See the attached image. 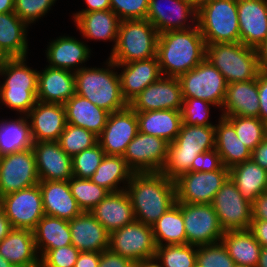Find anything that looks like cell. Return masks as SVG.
Here are the masks:
<instances>
[{
	"instance_id": "52",
	"label": "cell",
	"mask_w": 267,
	"mask_h": 267,
	"mask_svg": "<svg viewBox=\"0 0 267 267\" xmlns=\"http://www.w3.org/2000/svg\"><path fill=\"white\" fill-rule=\"evenodd\" d=\"M223 167L221 157L216 151L212 149L207 152L198 154L193 160L191 171L192 172H213L220 170Z\"/></svg>"
},
{
	"instance_id": "57",
	"label": "cell",
	"mask_w": 267,
	"mask_h": 267,
	"mask_svg": "<svg viewBox=\"0 0 267 267\" xmlns=\"http://www.w3.org/2000/svg\"><path fill=\"white\" fill-rule=\"evenodd\" d=\"M100 256L99 252H80L74 267H98Z\"/></svg>"
},
{
	"instance_id": "43",
	"label": "cell",
	"mask_w": 267,
	"mask_h": 267,
	"mask_svg": "<svg viewBox=\"0 0 267 267\" xmlns=\"http://www.w3.org/2000/svg\"><path fill=\"white\" fill-rule=\"evenodd\" d=\"M238 138L252 152L266 138V124L258 117L225 116Z\"/></svg>"
},
{
	"instance_id": "12",
	"label": "cell",
	"mask_w": 267,
	"mask_h": 267,
	"mask_svg": "<svg viewBox=\"0 0 267 267\" xmlns=\"http://www.w3.org/2000/svg\"><path fill=\"white\" fill-rule=\"evenodd\" d=\"M0 208L13 228L33 231L45 215L39 184L0 197Z\"/></svg>"
},
{
	"instance_id": "39",
	"label": "cell",
	"mask_w": 267,
	"mask_h": 267,
	"mask_svg": "<svg viewBox=\"0 0 267 267\" xmlns=\"http://www.w3.org/2000/svg\"><path fill=\"white\" fill-rule=\"evenodd\" d=\"M155 245L187 244V236L180 204L176 202L152 225Z\"/></svg>"
},
{
	"instance_id": "24",
	"label": "cell",
	"mask_w": 267,
	"mask_h": 267,
	"mask_svg": "<svg viewBox=\"0 0 267 267\" xmlns=\"http://www.w3.org/2000/svg\"><path fill=\"white\" fill-rule=\"evenodd\" d=\"M89 212L109 233L136 220L126 190L109 193Z\"/></svg>"
},
{
	"instance_id": "54",
	"label": "cell",
	"mask_w": 267,
	"mask_h": 267,
	"mask_svg": "<svg viewBox=\"0 0 267 267\" xmlns=\"http://www.w3.org/2000/svg\"><path fill=\"white\" fill-rule=\"evenodd\" d=\"M259 118L267 124V73H258Z\"/></svg>"
},
{
	"instance_id": "7",
	"label": "cell",
	"mask_w": 267,
	"mask_h": 267,
	"mask_svg": "<svg viewBox=\"0 0 267 267\" xmlns=\"http://www.w3.org/2000/svg\"><path fill=\"white\" fill-rule=\"evenodd\" d=\"M26 58H9L1 75H6L0 86V99L8 107L25 113L36 105L38 92V73L25 65Z\"/></svg>"
},
{
	"instance_id": "22",
	"label": "cell",
	"mask_w": 267,
	"mask_h": 267,
	"mask_svg": "<svg viewBox=\"0 0 267 267\" xmlns=\"http://www.w3.org/2000/svg\"><path fill=\"white\" fill-rule=\"evenodd\" d=\"M26 116L33 142L58 141L67 124L64 104L59 103L37 101Z\"/></svg>"
},
{
	"instance_id": "2",
	"label": "cell",
	"mask_w": 267,
	"mask_h": 267,
	"mask_svg": "<svg viewBox=\"0 0 267 267\" xmlns=\"http://www.w3.org/2000/svg\"><path fill=\"white\" fill-rule=\"evenodd\" d=\"M161 74L180 77L206 58V43L197 24L186 30L162 32L157 42Z\"/></svg>"
},
{
	"instance_id": "20",
	"label": "cell",
	"mask_w": 267,
	"mask_h": 267,
	"mask_svg": "<svg viewBox=\"0 0 267 267\" xmlns=\"http://www.w3.org/2000/svg\"><path fill=\"white\" fill-rule=\"evenodd\" d=\"M107 63L109 68L125 66L119 78L122 96L128 104L162 76L157 56L124 64H115L109 59Z\"/></svg>"
},
{
	"instance_id": "65",
	"label": "cell",
	"mask_w": 267,
	"mask_h": 267,
	"mask_svg": "<svg viewBox=\"0 0 267 267\" xmlns=\"http://www.w3.org/2000/svg\"><path fill=\"white\" fill-rule=\"evenodd\" d=\"M197 10L211 0H188Z\"/></svg>"
},
{
	"instance_id": "51",
	"label": "cell",
	"mask_w": 267,
	"mask_h": 267,
	"mask_svg": "<svg viewBox=\"0 0 267 267\" xmlns=\"http://www.w3.org/2000/svg\"><path fill=\"white\" fill-rule=\"evenodd\" d=\"M80 251L73 245L49 250L41 259L44 267H74Z\"/></svg>"
},
{
	"instance_id": "53",
	"label": "cell",
	"mask_w": 267,
	"mask_h": 267,
	"mask_svg": "<svg viewBox=\"0 0 267 267\" xmlns=\"http://www.w3.org/2000/svg\"><path fill=\"white\" fill-rule=\"evenodd\" d=\"M98 267H135V262L107 249L101 252Z\"/></svg>"
},
{
	"instance_id": "61",
	"label": "cell",
	"mask_w": 267,
	"mask_h": 267,
	"mask_svg": "<svg viewBox=\"0 0 267 267\" xmlns=\"http://www.w3.org/2000/svg\"><path fill=\"white\" fill-rule=\"evenodd\" d=\"M12 229L13 227L11 226L10 220L0 208V242L10 233Z\"/></svg>"
},
{
	"instance_id": "55",
	"label": "cell",
	"mask_w": 267,
	"mask_h": 267,
	"mask_svg": "<svg viewBox=\"0 0 267 267\" xmlns=\"http://www.w3.org/2000/svg\"><path fill=\"white\" fill-rule=\"evenodd\" d=\"M252 218L267 221V191L261 193L252 203Z\"/></svg>"
},
{
	"instance_id": "5",
	"label": "cell",
	"mask_w": 267,
	"mask_h": 267,
	"mask_svg": "<svg viewBox=\"0 0 267 267\" xmlns=\"http://www.w3.org/2000/svg\"><path fill=\"white\" fill-rule=\"evenodd\" d=\"M159 33L147 19L120 21L115 49L109 59L115 64L157 56Z\"/></svg>"
},
{
	"instance_id": "33",
	"label": "cell",
	"mask_w": 267,
	"mask_h": 267,
	"mask_svg": "<svg viewBox=\"0 0 267 267\" xmlns=\"http://www.w3.org/2000/svg\"><path fill=\"white\" fill-rule=\"evenodd\" d=\"M74 19L84 37L95 40H113L115 45L112 51L115 49L120 20L111 9L77 13Z\"/></svg>"
},
{
	"instance_id": "34",
	"label": "cell",
	"mask_w": 267,
	"mask_h": 267,
	"mask_svg": "<svg viewBox=\"0 0 267 267\" xmlns=\"http://www.w3.org/2000/svg\"><path fill=\"white\" fill-rule=\"evenodd\" d=\"M229 177L243 198L250 203L267 191V170L252 159L231 167Z\"/></svg>"
},
{
	"instance_id": "31",
	"label": "cell",
	"mask_w": 267,
	"mask_h": 267,
	"mask_svg": "<svg viewBox=\"0 0 267 267\" xmlns=\"http://www.w3.org/2000/svg\"><path fill=\"white\" fill-rule=\"evenodd\" d=\"M135 112L140 132L164 139L168 143L174 141L183 124L181 111L163 109Z\"/></svg>"
},
{
	"instance_id": "6",
	"label": "cell",
	"mask_w": 267,
	"mask_h": 267,
	"mask_svg": "<svg viewBox=\"0 0 267 267\" xmlns=\"http://www.w3.org/2000/svg\"><path fill=\"white\" fill-rule=\"evenodd\" d=\"M206 59L228 84L256 79L260 72L256 49L241 42L207 44Z\"/></svg>"
},
{
	"instance_id": "46",
	"label": "cell",
	"mask_w": 267,
	"mask_h": 267,
	"mask_svg": "<svg viewBox=\"0 0 267 267\" xmlns=\"http://www.w3.org/2000/svg\"><path fill=\"white\" fill-rule=\"evenodd\" d=\"M105 155L99 143L74 155L72 157L73 176L89 179L95 173Z\"/></svg>"
},
{
	"instance_id": "38",
	"label": "cell",
	"mask_w": 267,
	"mask_h": 267,
	"mask_svg": "<svg viewBox=\"0 0 267 267\" xmlns=\"http://www.w3.org/2000/svg\"><path fill=\"white\" fill-rule=\"evenodd\" d=\"M90 49L73 37H59L47 48L49 66L70 70L73 66L82 64L89 58Z\"/></svg>"
},
{
	"instance_id": "4",
	"label": "cell",
	"mask_w": 267,
	"mask_h": 267,
	"mask_svg": "<svg viewBox=\"0 0 267 267\" xmlns=\"http://www.w3.org/2000/svg\"><path fill=\"white\" fill-rule=\"evenodd\" d=\"M76 94L108 112L125 109L128 103L121 93L120 78L109 68H78L74 71Z\"/></svg>"
},
{
	"instance_id": "66",
	"label": "cell",
	"mask_w": 267,
	"mask_h": 267,
	"mask_svg": "<svg viewBox=\"0 0 267 267\" xmlns=\"http://www.w3.org/2000/svg\"><path fill=\"white\" fill-rule=\"evenodd\" d=\"M9 58L2 52L0 51V75L3 71L5 62L8 60Z\"/></svg>"
},
{
	"instance_id": "30",
	"label": "cell",
	"mask_w": 267,
	"mask_h": 267,
	"mask_svg": "<svg viewBox=\"0 0 267 267\" xmlns=\"http://www.w3.org/2000/svg\"><path fill=\"white\" fill-rule=\"evenodd\" d=\"M66 121L85 128L99 136L104 129L110 112L98 107L88 99L75 94L65 104Z\"/></svg>"
},
{
	"instance_id": "3",
	"label": "cell",
	"mask_w": 267,
	"mask_h": 267,
	"mask_svg": "<svg viewBox=\"0 0 267 267\" xmlns=\"http://www.w3.org/2000/svg\"><path fill=\"white\" fill-rule=\"evenodd\" d=\"M215 148V125L182 124L177 137L168 145L165 165L161 173L175 180L181 174L191 171L193 160L198 154Z\"/></svg>"
},
{
	"instance_id": "28",
	"label": "cell",
	"mask_w": 267,
	"mask_h": 267,
	"mask_svg": "<svg viewBox=\"0 0 267 267\" xmlns=\"http://www.w3.org/2000/svg\"><path fill=\"white\" fill-rule=\"evenodd\" d=\"M171 9L164 10L159 0H149L146 19L156 28L158 33L190 29L185 24L187 17L197 20V9L188 0H169ZM176 18V19H175ZM186 25V26H185Z\"/></svg>"
},
{
	"instance_id": "8",
	"label": "cell",
	"mask_w": 267,
	"mask_h": 267,
	"mask_svg": "<svg viewBox=\"0 0 267 267\" xmlns=\"http://www.w3.org/2000/svg\"><path fill=\"white\" fill-rule=\"evenodd\" d=\"M196 24L207 44L240 42L237 0H211L197 10Z\"/></svg>"
},
{
	"instance_id": "1",
	"label": "cell",
	"mask_w": 267,
	"mask_h": 267,
	"mask_svg": "<svg viewBox=\"0 0 267 267\" xmlns=\"http://www.w3.org/2000/svg\"><path fill=\"white\" fill-rule=\"evenodd\" d=\"M128 187L135 219L144 224L152 225L176 203L175 181L161 172L133 173Z\"/></svg>"
},
{
	"instance_id": "62",
	"label": "cell",
	"mask_w": 267,
	"mask_h": 267,
	"mask_svg": "<svg viewBox=\"0 0 267 267\" xmlns=\"http://www.w3.org/2000/svg\"><path fill=\"white\" fill-rule=\"evenodd\" d=\"M14 12V0H0V13Z\"/></svg>"
},
{
	"instance_id": "26",
	"label": "cell",
	"mask_w": 267,
	"mask_h": 267,
	"mask_svg": "<svg viewBox=\"0 0 267 267\" xmlns=\"http://www.w3.org/2000/svg\"><path fill=\"white\" fill-rule=\"evenodd\" d=\"M75 94L74 71L48 66L38 73L37 101L65 104Z\"/></svg>"
},
{
	"instance_id": "58",
	"label": "cell",
	"mask_w": 267,
	"mask_h": 267,
	"mask_svg": "<svg viewBox=\"0 0 267 267\" xmlns=\"http://www.w3.org/2000/svg\"><path fill=\"white\" fill-rule=\"evenodd\" d=\"M251 159L267 170V137L252 151Z\"/></svg>"
},
{
	"instance_id": "47",
	"label": "cell",
	"mask_w": 267,
	"mask_h": 267,
	"mask_svg": "<svg viewBox=\"0 0 267 267\" xmlns=\"http://www.w3.org/2000/svg\"><path fill=\"white\" fill-rule=\"evenodd\" d=\"M196 265L198 267H234L235 263L229 256L227 248L220 241L197 246Z\"/></svg>"
},
{
	"instance_id": "25",
	"label": "cell",
	"mask_w": 267,
	"mask_h": 267,
	"mask_svg": "<svg viewBox=\"0 0 267 267\" xmlns=\"http://www.w3.org/2000/svg\"><path fill=\"white\" fill-rule=\"evenodd\" d=\"M45 215L72 220L83 211L71 193L69 181H39Z\"/></svg>"
},
{
	"instance_id": "36",
	"label": "cell",
	"mask_w": 267,
	"mask_h": 267,
	"mask_svg": "<svg viewBox=\"0 0 267 267\" xmlns=\"http://www.w3.org/2000/svg\"><path fill=\"white\" fill-rule=\"evenodd\" d=\"M14 12L0 13V51L8 58H26V26Z\"/></svg>"
},
{
	"instance_id": "29",
	"label": "cell",
	"mask_w": 267,
	"mask_h": 267,
	"mask_svg": "<svg viewBox=\"0 0 267 267\" xmlns=\"http://www.w3.org/2000/svg\"><path fill=\"white\" fill-rule=\"evenodd\" d=\"M34 233L29 229L13 228L0 242V255L14 267H35L40 264Z\"/></svg>"
},
{
	"instance_id": "49",
	"label": "cell",
	"mask_w": 267,
	"mask_h": 267,
	"mask_svg": "<svg viewBox=\"0 0 267 267\" xmlns=\"http://www.w3.org/2000/svg\"><path fill=\"white\" fill-rule=\"evenodd\" d=\"M149 0H110V9L120 21L146 19Z\"/></svg>"
},
{
	"instance_id": "42",
	"label": "cell",
	"mask_w": 267,
	"mask_h": 267,
	"mask_svg": "<svg viewBox=\"0 0 267 267\" xmlns=\"http://www.w3.org/2000/svg\"><path fill=\"white\" fill-rule=\"evenodd\" d=\"M195 247L197 246L190 244H164L156 247L155 258L161 262L162 267H196Z\"/></svg>"
},
{
	"instance_id": "68",
	"label": "cell",
	"mask_w": 267,
	"mask_h": 267,
	"mask_svg": "<svg viewBox=\"0 0 267 267\" xmlns=\"http://www.w3.org/2000/svg\"><path fill=\"white\" fill-rule=\"evenodd\" d=\"M234 267H250V266L235 264Z\"/></svg>"
},
{
	"instance_id": "37",
	"label": "cell",
	"mask_w": 267,
	"mask_h": 267,
	"mask_svg": "<svg viewBox=\"0 0 267 267\" xmlns=\"http://www.w3.org/2000/svg\"><path fill=\"white\" fill-rule=\"evenodd\" d=\"M221 242L235 264L257 266L262 246L249 229L225 231Z\"/></svg>"
},
{
	"instance_id": "15",
	"label": "cell",
	"mask_w": 267,
	"mask_h": 267,
	"mask_svg": "<svg viewBox=\"0 0 267 267\" xmlns=\"http://www.w3.org/2000/svg\"><path fill=\"white\" fill-rule=\"evenodd\" d=\"M211 204L224 231L250 228L252 203L243 198L230 177L215 194Z\"/></svg>"
},
{
	"instance_id": "21",
	"label": "cell",
	"mask_w": 267,
	"mask_h": 267,
	"mask_svg": "<svg viewBox=\"0 0 267 267\" xmlns=\"http://www.w3.org/2000/svg\"><path fill=\"white\" fill-rule=\"evenodd\" d=\"M240 42L257 49L267 38V0H237Z\"/></svg>"
},
{
	"instance_id": "18",
	"label": "cell",
	"mask_w": 267,
	"mask_h": 267,
	"mask_svg": "<svg viewBox=\"0 0 267 267\" xmlns=\"http://www.w3.org/2000/svg\"><path fill=\"white\" fill-rule=\"evenodd\" d=\"M183 96L177 77H160L147 86L128 105L134 111L177 110L181 111Z\"/></svg>"
},
{
	"instance_id": "41",
	"label": "cell",
	"mask_w": 267,
	"mask_h": 267,
	"mask_svg": "<svg viewBox=\"0 0 267 267\" xmlns=\"http://www.w3.org/2000/svg\"><path fill=\"white\" fill-rule=\"evenodd\" d=\"M26 118L0 123V157L32 148L34 142Z\"/></svg>"
},
{
	"instance_id": "32",
	"label": "cell",
	"mask_w": 267,
	"mask_h": 267,
	"mask_svg": "<svg viewBox=\"0 0 267 267\" xmlns=\"http://www.w3.org/2000/svg\"><path fill=\"white\" fill-rule=\"evenodd\" d=\"M215 149L223 166L229 169L251 160L252 152L238 138L234 126L222 116L219 124L215 126Z\"/></svg>"
},
{
	"instance_id": "48",
	"label": "cell",
	"mask_w": 267,
	"mask_h": 267,
	"mask_svg": "<svg viewBox=\"0 0 267 267\" xmlns=\"http://www.w3.org/2000/svg\"><path fill=\"white\" fill-rule=\"evenodd\" d=\"M209 105L208 101L196 98H183L181 116L185 125L211 126L208 121Z\"/></svg>"
},
{
	"instance_id": "44",
	"label": "cell",
	"mask_w": 267,
	"mask_h": 267,
	"mask_svg": "<svg viewBox=\"0 0 267 267\" xmlns=\"http://www.w3.org/2000/svg\"><path fill=\"white\" fill-rule=\"evenodd\" d=\"M69 186L82 211H90L109 194L105 188L87 178L73 176L69 180Z\"/></svg>"
},
{
	"instance_id": "35",
	"label": "cell",
	"mask_w": 267,
	"mask_h": 267,
	"mask_svg": "<svg viewBox=\"0 0 267 267\" xmlns=\"http://www.w3.org/2000/svg\"><path fill=\"white\" fill-rule=\"evenodd\" d=\"M33 233L40 259L51 249L72 245L68 221L58 217L44 215Z\"/></svg>"
},
{
	"instance_id": "67",
	"label": "cell",
	"mask_w": 267,
	"mask_h": 267,
	"mask_svg": "<svg viewBox=\"0 0 267 267\" xmlns=\"http://www.w3.org/2000/svg\"><path fill=\"white\" fill-rule=\"evenodd\" d=\"M0 267H13V265L0 255Z\"/></svg>"
},
{
	"instance_id": "45",
	"label": "cell",
	"mask_w": 267,
	"mask_h": 267,
	"mask_svg": "<svg viewBox=\"0 0 267 267\" xmlns=\"http://www.w3.org/2000/svg\"><path fill=\"white\" fill-rule=\"evenodd\" d=\"M65 153L73 157L98 143V136L85 128L67 123L58 140Z\"/></svg>"
},
{
	"instance_id": "40",
	"label": "cell",
	"mask_w": 267,
	"mask_h": 267,
	"mask_svg": "<svg viewBox=\"0 0 267 267\" xmlns=\"http://www.w3.org/2000/svg\"><path fill=\"white\" fill-rule=\"evenodd\" d=\"M133 173L122 156L105 155L89 179L111 193L125 190H118L117 185L124 180L129 182Z\"/></svg>"
},
{
	"instance_id": "13",
	"label": "cell",
	"mask_w": 267,
	"mask_h": 267,
	"mask_svg": "<svg viewBox=\"0 0 267 267\" xmlns=\"http://www.w3.org/2000/svg\"><path fill=\"white\" fill-rule=\"evenodd\" d=\"M187 244L201 246L222 240L223 230L212 204L179 203Z\"/></svg>"
},
{
	"instance_id": "60",
	"label": "cell",
	"mask_w": 267,
	"mask_h": 267,
	"mask_svg": "<svg viewBox=\"0 0 267 267\" xmlns=\"http://www.w3.org/2000/svg\"><path fill=\"white\" fill-rule=\"evenodd\" d=\"M258 55V65L262 72L267 73V38L265 41L256 49Z\"/></svg>"
},
{
	"instance_id": "10",
	"label": "cell",
	"mask_w": 267,
	"mask_h": 267,
	"mask_svg": "<svg viewBox=\"0 0 267 267\" xmlns=\"http://www.w3.org/2000/svg\"><path fill=\"white\" fill-rule=\"evenodd\" d=\"M109 249L135 263L155 258L152 226L135 220L111 232Z\"/></svg>"
},
{
	"instance_id": "59",
	"label": "cell",
	"mask_w": 267,
	"mask_h": 267,
	"mask_svg": "<svg viewBox=\"0 0 267 267\" xmlns=\"http://www.w3.org/2000/svg\"><path fill=\"white\" fill-rule=\"evenodd\" d=\"M85 2L88 5V8L78 13L110 10V0H85Z\"/></svg>"
},
{
	"instance_id": "11",
	"label": "cell",
	"mask_w": 267,
	"mask_h": 267,
	"mask_svg": "<svg viewBox=\"0 0 267 267\" xmlns=\"http://www.w3.org/2000/svg\"><path fill=\"white\" fill-rule=\"evenodd\" d=\"M229 178V168L213 172H186L175 179L176 202L211 204L215 194Z\"/></svg>"
},
{
	"instance_id": "27",
	"label": "cell",
	"mask_w": 267,
	"mask_h": 267,
	"mask_svg": "<svg viewBox=\"0 0 267 267\" xmlns=\"http://www.w3.org/2000/svg\"><path fill=\"white\" fill-rule=\"evenodd\" d=\"M222 107V110L225 108L222 117L249 116L259 118L258 76L253 80L227 84Z\"/></svg>"
},
{
	"instance_id": "23",
	"label": "cell",
	"mask_w": 267,
	"mask_h": 267,
	"mask_svg": "<svg viewBox=\"0 0 267 267\" xmlns=\"http://www.w3.org/2000/svg\"><path fill=\"white\" fill-rule=\"evenodd\" d=\"M72 245L80 252H99L109 249L110 233L89 212L81 214L68 221Z\"/></svg>"
},
{
	"instance_id": "14",
	"label": "cell",
	"mask_w": 267,
	"mask_h": 267,
	"mask_svg": "<svg viewBox=\"0 0 267 267\" xmlns=\"http://www.w3.org/2000/svg\"><path fill=\"white\" fill-rule=\"evenodd\" d=\"M32 148L0 157V197L39 184Z\"/></svg>"
},
{
	"instance_id": "64",
	"label": "cell",
	"mask_w": 267,
	"mask_h": 267,
	"mask_svg": "<svg viewBox=\"0 0 267 267\" xmlns=\"http://www.w3.org/2000/svg\"><path fill=\"white\" fill-rule=\"evenodd\" d=\"M256 267H267V247H262Z\"/></svg>"
},
{
	"instance_id": "56",
	"label": "cell",
	"mask_w": 267,
	"mask_h": 267,
	"mask_svg": "<svg viewBox=\"0 0 267 267\" xmlns=\"http://www.w3.org/2000/svg\"><path fill=\"white\" fill-rule=\"evenodd\" d=\"M249 230L262 247H267V221L252 220Z\"/></svg>"
},
{
	"instance_id": "69",
	"label": "cell",
	"mask_w": 267,
	"mask_h": 267,
	"mask_svg": "<svg viewBox=\"0 0 267 267\" xmlns=\"http://www.w3.org/2000/svg\"><path fill=\"white\" fill-rule=\"evenodd\" d=\"M35 267H44L42 264H39V265H37V266H35Z\"/></svg>"
},
{
	"instance_id": "50",
	"label": "cell",
	"mask_w": 267,
	"mask_h": 267,
	"mask_svg": "<svg viewBox=\"0 0 267 267\" xmlns=\"http://www.w3.org/2000/svg\"><path fill=\"white\" fill-rule=\"evenodd\" d=\"M56 0H14V13L27 24L47 13Z\"/></svg>"
},
{
	"instance_id": "63",
	"label": "cell",
	"mask_w": 267,
	"mask_h": 267,
	"mask_svg": "<svg viewBox=\"0 0 267 267\" xmlns=\"http://www.w3.org/2000/svg\"><path fill=\"white\" fill-rule=\"evenodd\" d=\"M135 267H162L156 258L143 260L135 263Z\"/></svg>"
},
{
	"instance_id": "16",
	"label": "cell",
	"mask_w": 267,
	"mask_h": 267,
	"mask_svg": "<svg viewBox=\"0 0 267 267\" xmlns=\"http://www.w3.org/2000/svg\"><path fill=\"white\" fill-rule=\"evenodd\" d=\"M169 143L138 131L127 145L123 158L134 173L161 172L165 165Z\"/></svg>"
},
{
	"instance_id": "9",
	"label": "cell",
	"mask_w": 267,
	"mask_h": 267,
	"mask_svg": "<svg viewBox=\"0 0 267 267\" xmlns=\"http://www.w3.org/2000/svg\"><path fill=\"white\" fill-rule=\"evenodd\" d=\"M183 98H196L222 107L227 82L221 72L204 59L196 67L178 77Z\"/></svg>"
},
{
	"instance_id": "17",
	"label": "cell",
	"mask_w": 267,
	"mask_h": 267,
	"mask_svg": "<svg viewBox=\"0 0 267 267\" xmlns=\"http://www.w3.org/2000/svg\"><path fill=\"white\" fill-rule=\"evenodd\" d=\"M139 131L136 112L128 105L110 113L107 123L98 136V143L106 155L122 156L127 145Z\"/></svg>"
},
{
	"instance_id": "19",
	"label": "cell",
	"mask_w": 267,
	"mask_h": 267,
	"mask_svg": "<svg viewBox=\"0 0 267 267\" xmlns=\"http://www.w3.org/2000/svg\"><path fill=\"white\" fill-rule=\"evenodd\" d=\"M40 181H69L73 177L72 157L58 141H38L32 146Z\"/></svg>"
}]
</instances>
